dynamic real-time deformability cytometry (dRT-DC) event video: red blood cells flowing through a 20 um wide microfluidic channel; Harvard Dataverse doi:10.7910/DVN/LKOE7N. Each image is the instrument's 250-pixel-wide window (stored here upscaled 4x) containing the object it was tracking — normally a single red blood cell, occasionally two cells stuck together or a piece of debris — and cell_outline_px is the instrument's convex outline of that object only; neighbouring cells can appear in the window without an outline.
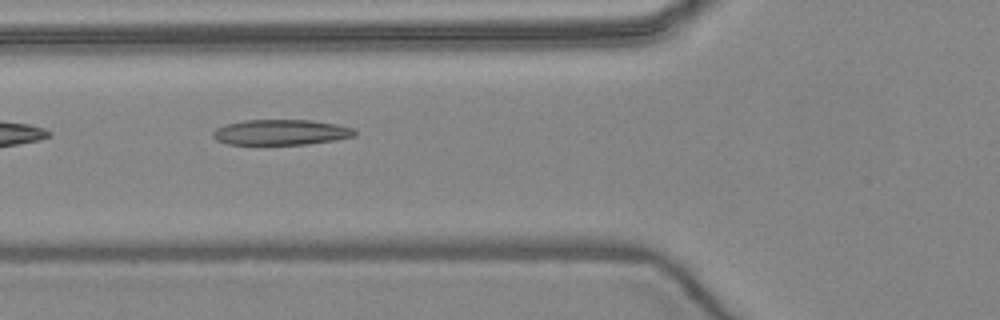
{"species": "common noctule bat (a hibernating species)", "species_latin": "Nyctalus noctula", "temperature_condition": "warm", "stored_images_in_passage": 6, "camera_frame_rate_fps": 3000, "um_per_image_px": 0.085, "animal": {"sex": "female", "body_mass_g": 24.6, "forearm_length_mm": 56.2}, "frame": {"image": 1, "passage_image": 6, "time_ms": 6.0, "image_size_px": [1000, 320], "cell_outline_px": [[356, 136], [336, 140], [308, 144], [228, 144], [216, 140], [212, 136], [212, 132], [216, 128], [224, 124], [244, 120], [312, 120], [336, 124], [352, 128], [356, 132]], "centroid_in_image_um": [23.86, 11.24], "position_along_channel_um": 101.9, "area_um2": 21.1}}